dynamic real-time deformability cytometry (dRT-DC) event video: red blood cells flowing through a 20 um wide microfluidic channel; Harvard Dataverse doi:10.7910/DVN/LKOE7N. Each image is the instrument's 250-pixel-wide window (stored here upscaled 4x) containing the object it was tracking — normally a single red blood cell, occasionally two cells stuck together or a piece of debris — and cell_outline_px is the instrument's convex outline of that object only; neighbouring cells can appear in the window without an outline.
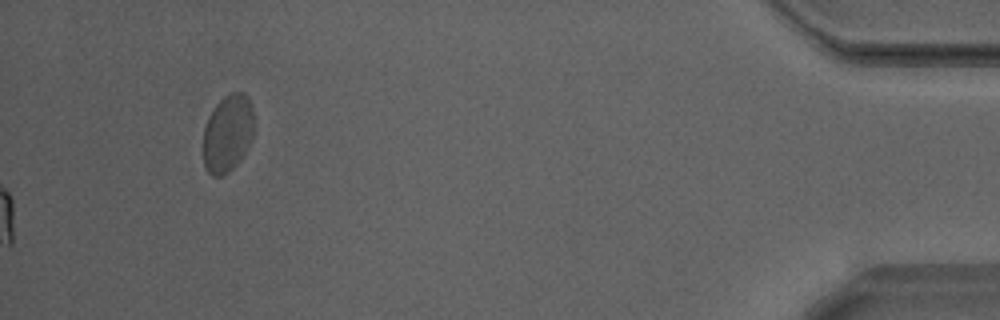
{"species": "Egyptian fruit bat (a non-hibernating species)", "species_latin": "Rousettus aegyptiacus", "temperature_condition": "warm", "stored_images_in_passage": 40, "camera_frame_rate_fps": 3000, "um_per_image_px": 0.085, "animal": {"sex": "male"}, "frame": {"image": 1, "passage_image": 40, "time_ms": 13.0, "image_size_px": [1000, 320], "cell_outline_px": [[252, 136], [240, 160], [224, 176], [212, 176], [204, 168], [204, 128], [212, 108], [224, 96], [232, 92], [244, 92], [248, 96], [252, 104]], "centroid_in_image_um": [19.33, 11.32], "position_along_channel_um": 415.9, "area_um2": 22.77}, "authors_computed_cell_mechanics": {"area_um2": 22.3686, "velocity_mm_per_s": 4.2156, "shape_relaxation_time_tau1_ms": 4.2289, "shape_relaxation_time_tau2_ms": 1.3414, "deformation_change_tau1": 0.1637, "deformation_change_tau2": 0.0665}}